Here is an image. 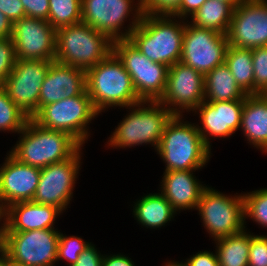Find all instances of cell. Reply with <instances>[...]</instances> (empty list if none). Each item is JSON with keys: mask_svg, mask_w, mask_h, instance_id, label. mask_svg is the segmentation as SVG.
<instances>
[{"mask_svg": "<svg viewBox=\"0 0 267 266\" xmlns=\"http://www.w3.org/2000/svg\"><path fill=\"white\" fill-rule=\"evenodd\" d=\"M177 211L162 193H150L143 196L133 206V215L145 228H161L174 218Z\"/></svg>", "mask_w": 267, "mask_h": 266, "instance_id": "24", "label": "cell"}, {"mask_svg": "<svg viewBox=\"0 0 267 266\" xmlns=\"http://www.w3.org/2000/svg\"><path fill=\"white\" fill-rule=\"evenodd\" d=\"M2 221V216L0 214V222ZM0 250H1V243H2V223H0Z\"/></svg>", "mask_w": 267, "mask_h": 266, "instance_id": "47", "label": "cell"}, {"mask_svg": "<svg viewBox=\"0 0 267 266\" xmlns=\"http://www.w3.org/2000/svg\"><path fill=\"white\" fill-rule=\"evenodd\" d=\"M0 12L5 14L12 23L26 16L20 0H0Z\"/></svg>", "mask_w": 267, "mask_h": 266, "instance_id": "38", "label": "cell"}, {"mask_svg": "<svg viewBox=\"0 0 267 266\" xmlns=\"http://www.w3.org/2000/svg\"><path fill=\"white\" fill-rule=\"evenodd\" d=\"M0 266H9V258L2 250H0Z\"/></svg>", "mask_w": 267, "mask_h": 266, "instance_id": "45", "label": "cell"}, {"mask_svg": "<svg viewBox=\"0 0 267 266\" xmlns=\"http://www.w3.org/2000/svg\"><path fill=\"white\" fill-rule=\"evenodd\" d=\"M61 213L63 212L53 205L34 201L17 202L1 213L2 232L55 229V220Z\"/></svg>", "mask_w": 267, "mask_h": 266, "instance_id": "21", "label": "cell"}, {"mask_svg": "<svg viewBox=\"0 0 267 266\" xmlns=\"http://www.w3.org/2000/svg\"><path fill=\"white\" fill-rule=\"evenodd\" d=\"M81 148L69 159L41 169L34 202L53 205L64 211L73 197L81 164Z\"/></svg>", "mask_w": 267, "mask_h": 266, "instance_id": "14", "label": "cell"}, {"mask_svg": "<svg viewBox=\"0 0 267 266\" xmlns=\"http://www.w3.org/2000/svg\"><path fill=\"white\" fill-rule=\"evenodd\" d=\"M48 21L57 30L82 22V0H49Z\"/></svg>", "mask_w": 267, "mask_h": 266, "instance_id": "29", "label": "cell"}, {"mask_svg": "<svg viewBox=\"0 0 267 266\" xmlns=\"http://www.w3.org/2000/svg\"><path fill=\"white\" fill-rule=\"evenodd\" d=\"M196 170L165 171L161 193L176 211L196 209L203 191L202 185L193 175Z\"/></svg>", "mask_w": 267, "mask_h": 266, "instance_id": "22", "label": "cell"}, {"mask_svg": "<svg viewBox=\"0 0 267 266\" xmlns=\"http://www.w3.org/2000/svg\"><path fill=\"white\" fill-rule=\"evenodd\" d=\"M113 51L104 33L80 22L56 30L55 61L87 71Z\"/></svg>", "mask_w": 267, "mask_h": 266, "instance_id": "5", "label": "cell"}, {"mask_svg": "<svg viewBox=\"0 0 267 266\" xmlns=\"http://www.w3.org/2000/svg\"><path fill=\"white\" fill-rule=\"evenodd\" d=\"M16 62L15 47L10 38H0V86L4 83Z\"/></svg>", "mask_w": 267, "mask_h": 266, "instance_id": "34", "label": "cell"}, {"mask_svg": "<svg viewBox=\"0 0 267 266\" xmlns=\"http://www.w3.org/2000/svg\"><path fill=\"white\" fill-rule=\"evenodd\" d=\"M181 0H140L142 14L172 15Z\"/></svg>", "mask_w": 267, "mask_h": 266, "instance_id": "36", "label": "cell"}, {"mask_svg": "<svg viewBox=\"0 0 267 266\" xmlns=\"http://www.w3.org/2000/svg\"><path fill=\"white\" fill-rule=\"evenodd\" d=\"M248 266H267V236L254 234L251 237Z\"/></svg>", "mask_w": 267, "mask_h": 266, "instance_id": "35", "label": "cell"}, {"mask_svg": "<svg viewBox=\"0 0 267 266\" xmlns=\"http://www.w3.org/2000/svg\"><path fill=\"white\" fill-rule=\"evenodd\" d=\"M244 220L249 217L267 228V188L243 194Z\"/></svg>", "mask_w": 267, "mask_h": 266, "instance_id": "31", "label": "cell"}, {"mask_svg": "<svg viewBox=\"0 0 267 266\" xmlns=\"http://www.w3.org/2000/svg\"><path fill=\"white\" fill-rule=\"evenodd\" d=\"M113 52L122 61L142 101H159L167 85L168 66L143 55L130 39L113 41Z\"/></svg>", "mask_w": 267, "mask_h": 266, "instance_id": "8", "label": "cell"}, {"mask_svg": "<svg viewBox=\"0 0 267 266\" xmlns=\"http://www.w3.org/2000/svg\"><path fill=\"white\" fill-rule=\"evenodd\" d=\"M91 242H86L80 237L66 236L59 233V243L57 250V261L67 260L69 266H72L80 256V254L87 248Z\"/></svg>", "mask_w": 267, "mask_h": 266, "instance_id": "32", "label": "cell"}, {"mask_svg": "<svg viewBox=\"0 0 267 266\" xmlns=\"http://www.w3.org/2000/svg\"><path fill=\"white\" fill-rule=\"evenodd\" d=\"M7 155L0 167V214L14 203L32 201L41 175L40 168Z\"/></svg>", "mask_w": 267, "mask_h": 266, "instance_id": "18", "label": "cell"}, {"mask_svg": "<svg viewBox=\"0 0 267 266\" xmlns=\"http://www.w3.org/2000/svg\"><path fill=\"white\" fill-rule=\"evenodd\" d=\"M254 94H267V46L252 48Z\"/></svg>", "mask_w": 267, "mask_h": 266, "instance_id": "33", "label": "cell"}, {"mask_svg": "<svg viewBox=\"0 0 267 266\" xmlns=\"http://www.w3.org/2000/svg\"><path fill=\"white\" fill-rule=\"evenodd\" d=\"M207 102L244 100L247 94L238 86L229 67L224 63L204 76Z\"/></svg>", "mask_w": 267, "mask_h": 266, "instance_id": "25", "label": "cell"}, {"mask_svg": "<svg viewBox=\"0 0 267 266\" xmlns=\"http://www.w3.org/2000/svg\"><path fill=\"white\" fill-rule=\"evenodd\" d=\"M244 100L207 102L198 106L194 111L199 113L202 126L197 125L198 131L205 144L211 149V138H226L240 128ZM209 135V136H208ZM213 136V137H212Z\"/></svg>", "mask_w": 267, "mask_h": 266, "instance_id": "19", "label": "cell"}, {"mask_svg": "<svg viewBox=\"0 0 267 266\" xmlns=\"http://www.w3.org/2000/svg\"><path fill=\"white\" fill-rule=\"evenodd\" d=\"M9 266H22V265H19V264L13 263L12 261H10V260H9Z\"/></svg>", "mask_w": 267, "mask_h": 266, "instance_id": "48", "label": "cell"}, {"mask_svg": "<svg viewBox=\"0 0 267 266\" xmlns=\"http://www.w3.org/2000/svg\"><path fill=\"white\" fill-rule=\"evenodd\" d=\"M97 115L85 90L80 95L44 106L32 119L43 128L69 133L83 146L90 135L88 123Z\"/></svg>", "mask_w": 267, "mask_h": 266, "instance_id": "7", "label": "cell"}, {"mask_svg": "<svg viewBox=\"0 0 267 266\" xmlns=\"http://www.w3.org/2000/svg\"><path fill=\"white\" fill-rule=\"evenodd\" d=\"M183 264L185 266H219L216 251L213 253L207 250L193 254Z\"/></svg>", "mask_w": 267, "mask_h": 266, "instance_id": "40", "label": "cell"}, {"mask_svg": "<svg viewBox=\"0 0 267 266\" xmlns=\"http://www.w3.org/2000/svg\"><path fill=\"white\" fill-rule=\"evenodd\" d=\"M59 233L56 229L2 232L1 250L22 266H55Z\"/></svg>", "mask_w": 267, "mask_h": 266, "instance_id": "10", "label": "cell"}, {"mask_svg": "<svg viewBox=\"0 0 267 266\" xmlns=\"http://www.w3.org/2000/svg\"><path fill=\"white\" fill-rule=\"evenodd\" d=\"M16 59L55 61L56 30L48 20L23 17L13 22Z\"/></svg>", "mask_w": 267, "mask_h": 266, "instance_id": "16", "label": "cell"}, {"mask_svg": "<svg viewBox=\"0 0 267 266\" xmlns=\"http://www.w3.org/2000/svg\"><path fill=\"white\" fill-rule=\"evenodd\" d=\"M227 36L211 29L199 28L185 20L180 62L206 75L225 63Z\"/></svg>", "mask_w": 267, "mask_h": 266, "instance_id": "12", "label": "cell"}, {"mask_svg": "<svg viewBox=\"0 0 267 266\" xmlns=\"http://www.w3.org/2000/svg\"><path fill=\"white\" fill-rule=\"evenodd\" d=\"M207 0H181L179 8L172 14L179 19H187L193 16Z\"/></svg>", "mask_w": 267, "mask_h": 266, "instance_id": "41", "label": "cell"}, {"mask_svg": "<svg viewBox=\"0 0 267 266\" xmlns=\"http://www.w3.org/2000/svg\"><path fill=\"white\" fill-rule=\"evenodd\" d=\"M102 259L103 255L90 243L72 266H101Z\"/></svg>", "mask_w": 267, "mask_h": 266, "instance_id": "39", "label": "cell"}, {"mask_svg": "<svg viewBox=\"0 0 267 266\" xmlns=\"http://www.w3.org/2000/svg\"><path fill=\"white\" fill-rule=\"evenodd\" d=\"M13 23L8 17L0 12V38H10L12 35Z\"/></svg>", "mask_w": 267, "mask_h": 266, "instance_id": "43", "label": "cell"}, {"mask_svg": "<svg viewBox=\"0 0 267 266\" xmlns=\"http://www.w3.org/2000/svg\"><path fill=\"white\" fill-rule=\"evenodd\" d=\"M182 117L174 115L168 122L156 150L165 161V171L200 170L211 156L197 125Z\"/></svg>", "mask_w": 267, "mask_h": 266, "instance_id": "4", "label": "cell"}, {"mask_svg": "<svg viewBox=\"0 0 267 266\" xmlns=\"http://www.w3.org/2000/svg\"><path fill=\"white\" fill-rule=\"evenodd\" d=\"M9 153L19 162L44 168L71 158L82 145L69 133L41 127L30 118Z\"/></svg>", "mask_w": 267, "mask_h": 266, "instance_id": "1", "label": "cell"}, {"mask_svg": "<svg viewBox=\"0 0 267 266\" xmlns=\"http://www.w3.org/2000/svg\"><path fill=\"white\" fill-rule=\"evenodd\" d=\"M135 2L134 0H82V22L104 33L112 41L129 39L142 17L140 0ZM130 14H133L132 22L125 32L121 29L126 28L123 27L124 21Z\"/></svg>", "mask_w": 267, "mask_h": 266, "instance_id": "11", "label": "cell"}, {"mask_svg": "<svg viewBox=\"0 0 267 266\" xmlns=\"http://www.w3.org/2000/svg\"><path fill=\"white\" fill-rule=\"evenodd\" d=\"M27 17L48 20L49 0H20Z\"/></svg>", "mask_w": 267, "mask_h": 266, "instance_id": "37", "label": "cell"}, {"mask_svg": "<svg viewBox=\"0 0 267 266\" xmlns=\"http://www.w3.org/2000/svg\"><path fill=\"white\" fill-rule=\"evenodd\" d=\"M218 1L229 4L233 9H235L245 0H218Z\"/></svg>", "mask_w": 267, "mask_h": 266, "instance_id": "44", "label": "cell"}, {"mask_svg": "<svg viewBox=\"0 0 267 266\" xmlns=\"http://www.w3.org/2000/svg\"><path fill=\"white\" fill-rule=\"evenodd\" d=\"M101 266H135L131 258L122 254L105 255L102 259Z\"/></svg>", "mask_w": 267, "mask_h": 266, "instance_id": "42", "label": "cell"}, {"mask_svg": "<svg viewBox=\"0 0 267 266\" xmlns=\"http://www.w3.org/2000/svg\"><path fill=\"white\" fill-rule=\"evenodd\" d=\"M226 36L236 48L267 46V0H245L235 8Z\"/></svg>", "mask_w": 267, "mask_h": 266, "instance_id": "17", "label": "cell"}, {"mask_svg": "<svg viewBox=\"0 0 267 266\" xmlns=\"http://www.w3.org/2000/svg\"><path fill=\"white\" fill-rule=\"evenodd\" d=\"M86 90V71L52 61L39 94V111L46 105L82 94Z\"/></svg>", "mask_w": 267, "mask_h": 266, "instance_id": "20", "label": "cell"}, {"mask_svg": "<svg viewBox=\"0 0 267 266\" xmlns=\"http://www.w3.org/2000/svg\"><path fill=\"white\" fill-rule=\"evenodd\" d=\"M174 18L173 15L142 14L129 39L148 59L170 67L181 60L185 31L184 19L180 22Z\"/></svg>", "mask_w": 267, "mask_h": 266, "instance_id": "2", "label": "cell"}, {"mask_svg": "<svg viewBox=\"0 0 267 266\" xmlns=\"http://www.w3.org/2000/svg\"><path fill=\"white\" fill-rule=\"evenodd\" d=\"M246 231L244 229L242 232L215 240L219 266H248L253 233Z\"/></svg>", "mask_w": 267, "mask_h": 266, "instance_id": "26", "label": "cell"}, {"mask_svg": "<svg viewBox=\"0 0 267 266\" xmlns=\"http://www.w3.org/2000/svg\"><path fill=\"white\" fill-rule=\"evenodd\" d=\"M196 210L201 216L204 228L214 241L242 232L246 228L243 194L232 197L207 187Z\"/></svg>", "mask_w": 267, "mask_h": 266, "instance_id": "9", "label": "cell"}, {"mask_svg": "<svg viewBox=\"0 0 267 266\" xmlns=\"http://www.w3.org/2000/svg\"><path fill=\"white\" fill-rule=\"evenodd\" d=\"M204 100V75L181 62L168 68L166 89L159 100L161 104L174 115H181L184 109L194 111Z\"/></svg>", "mask_w": 267, "mask_h": 266, "instance_id": "15", "label": "cell"}, {"mask_svg": "<svg viewBox=\"0 0 267 266\" xmlns=\"http://www.w3.org/2000/svg\"><path fill=\"white\" fill-rule=\"evenodd\" d=\"M166 265H164V266H185L184 264H183V261L181 262V263H179V262H174V260L173 261H170V262H168V263H165Z\"/></svg>", "mask_w": 267, "mask_h": 266, "instance_id": "46", "label": "cell"}, {"mask_svg": "<svg viewBox=\"0 0 267 266\" xmlns=\"http://www.w3.org/2000/svg\"><path fill=\"white\" fill-rule=\"evenodd\" d=\"M29 119L0 86V131L19 133Z\"/></svg>", "mask_w": 267, "mask_h": 266, "instance_id": "30", "label": "cell"}, {"mask_svg": "<svg viewBox=\"0 0 267 266\" xmlns=\"http://www.w3.org/2000/svg\"><path fill=\"white\" fill-rule=\"evenodd\" d=\"M225 64L229 67L238 86L247 94H254L252 49L228 45Z\"/></svg>", "mask_w": 267, "mask_h": 266, "instance_id": "28", "label": "cell"}, {"mask_svg": "<svg viewBox=\"0 0 267 266\" xmlns=\"http://www.w3.org/2000/svg\"><path fill=\"white\" fill-rule=\"evenodd\" d=\"M240 127L253 147L267 153V94L246 96Z\"/></svg>", "mask_w": 267, "mask_h": 266, "instance_id": "23", "label": "cell"}, {"mask_svg": "<svg viewBox=\"0 0 267 266\" xmlns=\"http://www.w3.org/2000/svg\"><path fill=\"white\" fill-rule=\"evenodd\" d=\"M86 91L98 113L109 107H130L142 102L122 61L112 51L86 71Z\"/></svg>", "mask_w": 267, "mask_h": 266, "instance_id": "3", "label": "cell"}, {"mask_svg": "<svg viewBox=\"0 0 267 266\" xmlns=\"http://www.w3.org/2000/svg\"><path fill=\"white\" fill-rule=\"evenodd\" d=\"M52 61L16 59L4 83L8 97L29 117L39 112V94Z\"/></svg>", "mask_w": 267, "mask_h": 266, "instance_id": "13", "label": "cell"}, {"mask_svg": "<svg viewBox=\"0 0 267 266\" xmlns=\"http://www.w3.org/2000/svg\"><path fill=\"white\" fill-rule=\"evenodd\" d=\"M128 109L131 112L115 128L108 146L130 148L151 144L157 150L163 131L174 114L159 101H142Z\"/></svg>", "mask_w": 267, "mask_h": 266, "instance_id": "6", "label": "cell"}, {"mask_svg": "<svg viewBox=\"0 0 267 266\" xmlns=\"http://www.w3.org/2000/svg\"><path fill=\"white\" fill-rule=\"evenodd\" d=\"M233 8L218 0H207L197 12L190 17L191 24L211 29L226 35L232 19Z\"/></svg>", "mask_w": 267, "mask_h": 266, "instance_id": "27", "label": "cell"}]
</instances>
